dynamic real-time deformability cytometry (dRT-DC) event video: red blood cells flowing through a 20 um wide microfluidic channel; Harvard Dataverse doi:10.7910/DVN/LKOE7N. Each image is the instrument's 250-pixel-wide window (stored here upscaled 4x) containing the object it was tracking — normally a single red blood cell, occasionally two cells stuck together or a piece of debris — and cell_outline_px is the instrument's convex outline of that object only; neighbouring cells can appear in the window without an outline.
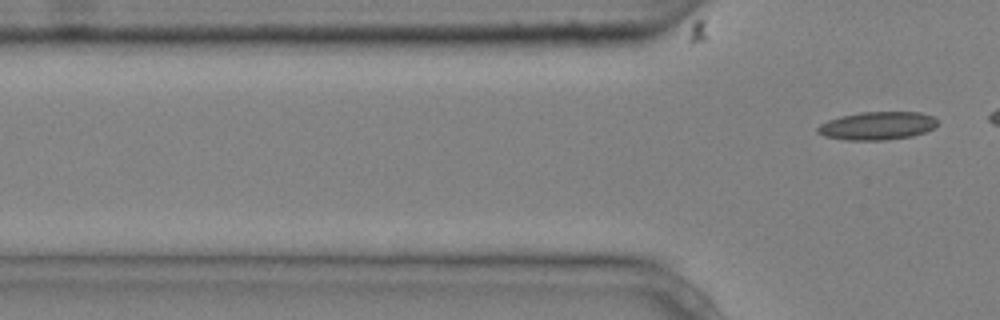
{"species": "common noctule bat (a hibernating species)", "species_latin": "Nyctalus noctula", "temperature_condition": "cold", "stored_images_in_passage": 6, "camera_frame_rate_fps": 3000, "um_per_image_px": 0.085, "animal": {"sex": "male", "body_mass_g": 20.4}, "frame": {"image": 1, "passage_image": 6, "time_ms": 1.667, "image_size_px": [1000, 320], "cell_outline_px": [[940, 120], [932, 128], [924, 132], [912, 136], [884, 140], [848, 140], [824, 136], [816, 132], [816, 128], [820, 124], [828, 120], [840, 116], [860, 112], [920, 112], [932, 116]], "centroid_in_image_um": [74.55, 10.68], "position_along_channel_um": 51.3, "area_um2": 19.65}}